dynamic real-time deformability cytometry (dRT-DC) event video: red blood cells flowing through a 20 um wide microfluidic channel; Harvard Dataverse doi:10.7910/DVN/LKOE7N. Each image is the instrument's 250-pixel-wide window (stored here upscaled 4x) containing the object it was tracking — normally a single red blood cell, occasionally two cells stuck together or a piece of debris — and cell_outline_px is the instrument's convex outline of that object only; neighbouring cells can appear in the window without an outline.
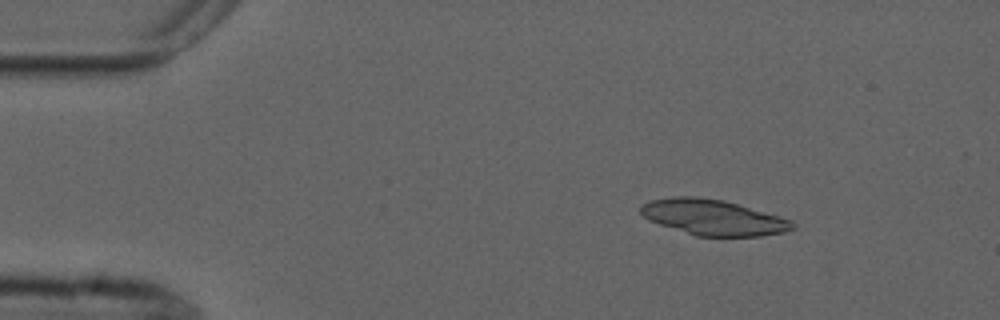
{"species": "common noctule bat (a hibernating species)", "species_latin": "Nyctalus noctula", "temperature_condition": "cold", "stored_images_in_passage": 4, "camera_frame_rate_fps": 3000, "um_per_image_px": 0.085, "animal": {"sex": "male", "forearm_length_mm": 52.5}, "frame": {"image": 1, "passage_image": 2, "time_ms": 2.333, "image_size_px": [1000, 320], "cell_outline_px": [[796, 228], [784, 232], [760, 236], [696, 236], [648, 220], [640, 212], [640, 208], [644, 204], [652, 200], [672, 196], [696, 196], [724, 200], [792, 220], [796, 224]], "centroid_in_image_um": [60.64, 18.47], "position_along_channel_um": 24.4, "area_um2": 31.33}}